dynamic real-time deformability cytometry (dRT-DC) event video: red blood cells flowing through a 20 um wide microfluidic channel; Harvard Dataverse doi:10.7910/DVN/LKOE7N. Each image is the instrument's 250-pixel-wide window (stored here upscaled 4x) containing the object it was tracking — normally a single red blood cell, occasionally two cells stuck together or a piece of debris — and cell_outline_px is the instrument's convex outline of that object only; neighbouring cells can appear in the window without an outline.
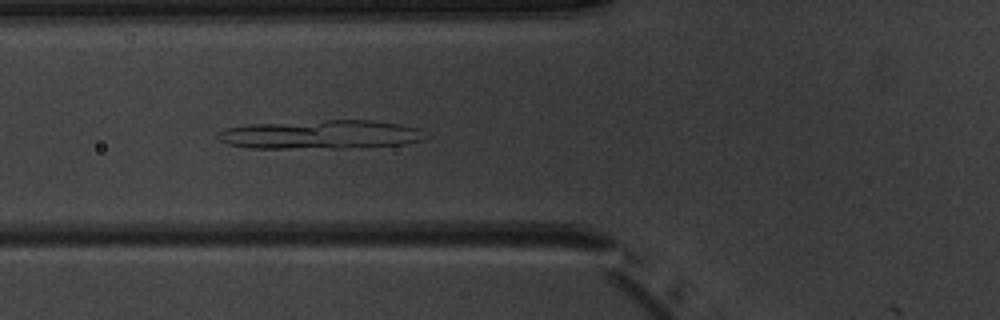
{"species": "common noctule bat (a hibernating species)", "species_latin": "Nyctalus noctula", "temperature_condition": "warm", "stored_images_in_passage": 5, "camera_frame_rate_fps": 3000, "um_per_image_px": 0.085, "animal": {"sex": "male", "body_mass_g": 20.1, "forearm_length_mm": 53.5}, "frame": {"image": 1, "passage_image": 4, "time_ms": 3.333, "image_size_px": [1000, 320], "cell_outline_px": [[428, 136], [420, 140], [404, 144], [340, 148], [248, 148], [228, 144], [220, 140], [216, 136], [216, 132], [224, 128], [248, 124], [324, 120], [372, 120], [400, 124], [420, 128]], "centroid_in_image_um": [27.22, 11.43], "position_along_channel_um": 98.6, "area_um2": 35.08}}